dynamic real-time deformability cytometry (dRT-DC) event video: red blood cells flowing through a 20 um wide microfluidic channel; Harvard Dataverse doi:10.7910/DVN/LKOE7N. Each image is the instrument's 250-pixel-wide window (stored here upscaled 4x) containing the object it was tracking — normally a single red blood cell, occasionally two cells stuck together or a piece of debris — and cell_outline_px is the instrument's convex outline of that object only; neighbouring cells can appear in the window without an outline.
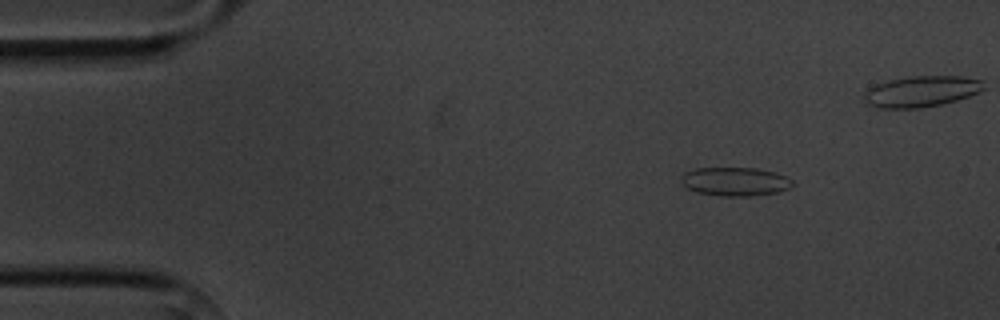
{"species": "common noctule bat (a hibernating species)", "species_latin": "Nyctalus noctula", "temperature_condition": "cold", "stored_images_in_passage": 6, "camera_frame_rate_fps": 3000, "um_per_image_px": 0.085, "animal": {"sex": "male", "body_mass_g": 20.1, "forearm_length_mm": 53.5}, "frame": {"image": 1, "passage_image": 2, "time_ms": 1.333, "image_size_px": [1000, 320], "cell_outline_px": [[792, 184], [788, 188], [776, 192], [748, 196], [720, 196], [696, 192], [680, 184], [680, 176], [684, 172], [696, 168], [756, 168], [776, 172], [792, 180]], "centroid_in_image_um": [62.41, 15.42], "position_along_channel_um": 22.6, "area_um2": 18.61}}